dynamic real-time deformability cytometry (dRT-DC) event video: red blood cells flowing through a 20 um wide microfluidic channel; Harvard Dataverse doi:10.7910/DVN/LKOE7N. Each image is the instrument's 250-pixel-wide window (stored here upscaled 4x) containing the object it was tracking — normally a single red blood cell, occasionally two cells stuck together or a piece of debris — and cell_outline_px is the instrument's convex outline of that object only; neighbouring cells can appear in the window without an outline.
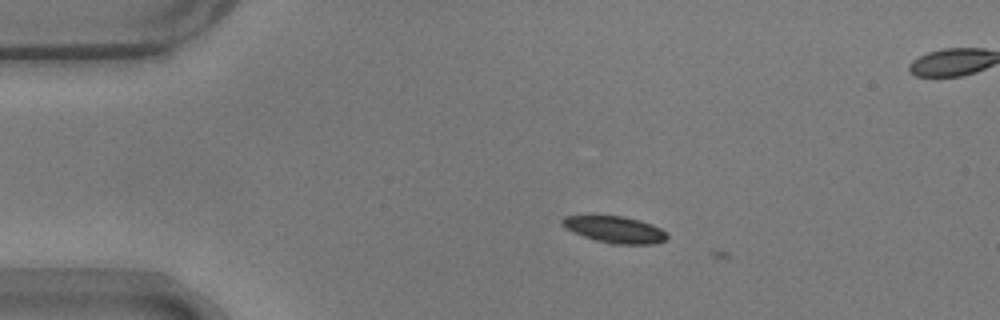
{"species": "common noctule bat (a hibernating species)", "species_latin": "Nyctalus noctula", "temperature_condition": "warm", "stored_images_in_passage": 3, "camera_frame_rate_fps": 3000, "um_per_image_px": 0.085, "animal": {"sex": "male", "body_mass_g": 17.9}, "frame": {"image": 1, "passage_image": 2, "time_ms": 0.333, "image_size_px": [1000, 320], "cell_outline_px": [[668, 236], [664, 240], [656, 244], [608, 244], [584, 236], [564, 228], [560, 224], [560, 220], [564, 216], [624, 216], [640, 220], [652, 224], [660, 228]], "centroid_in_image_um": [52.24, 19.51], "position_along_channel_um": 32.8, "area_um2": 16.3}}